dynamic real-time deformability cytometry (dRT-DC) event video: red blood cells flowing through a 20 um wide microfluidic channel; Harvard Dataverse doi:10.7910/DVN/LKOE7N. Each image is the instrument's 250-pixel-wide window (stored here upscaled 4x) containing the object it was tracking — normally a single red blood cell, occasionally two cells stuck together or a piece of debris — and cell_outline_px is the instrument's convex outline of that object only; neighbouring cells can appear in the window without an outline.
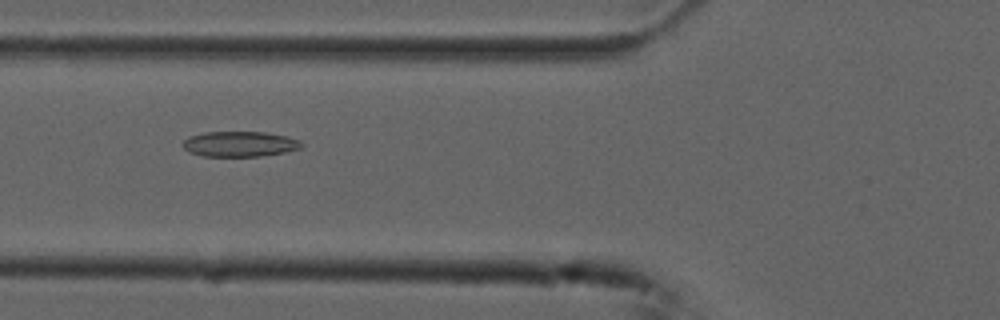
{"species": "common noctule bat (a hibernating species)", "species_latin": "Nyctalus noctula", "temperature_condition": "cold", "stored_images_in_passage": 55, "camera_frame_rate_fps": 3000, "um_per_image_px": 0.085, "animal": {"sex": "male", "forearm_length_mm": 52.5}, "frame": {"image": 1, "passage_image": 21, "time_ms": 6.667, "image_size_px": [1000, 320], "cell_outline_px": [[304, 144], [300, 148], [284, 152], [260, 156], [204, 156], [188, 152], [184, 148], [184, 140], [188, 136], [204, 132], [264, 132], [288, 136], [300, 140]], "centroid_in_image_um": [20.38, 12.23], "position_along_channel_um": 105.4, "area_um2": 17.51}}
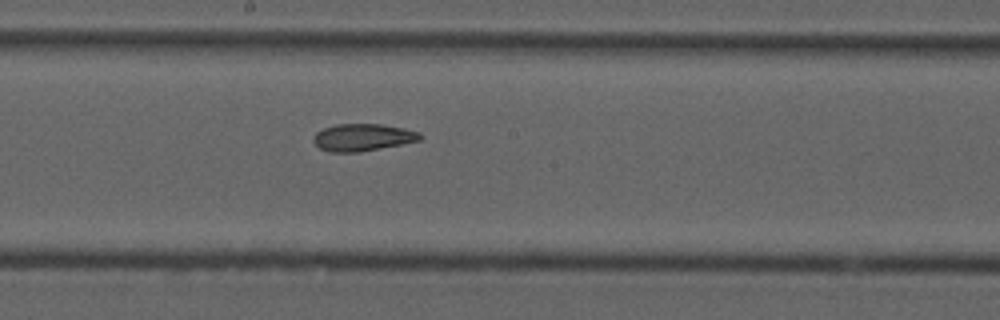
{"frame": {"image": 2, "passage_image": 30, "time_ms": 9.667, "image_size_px": [1000, 320], "cell_outline_px": [[424, 136], [420, 140], [360, 152], [328, 152], [320, 148], [312, 140], [316, 132], [324, 128], [336, 124], [380, 124], [404, 128], [420, 132]], "centroid_in_image_um": [30.83, 11.67], "position_along_channel_um": 217.4, "area_um2": 16.88}}
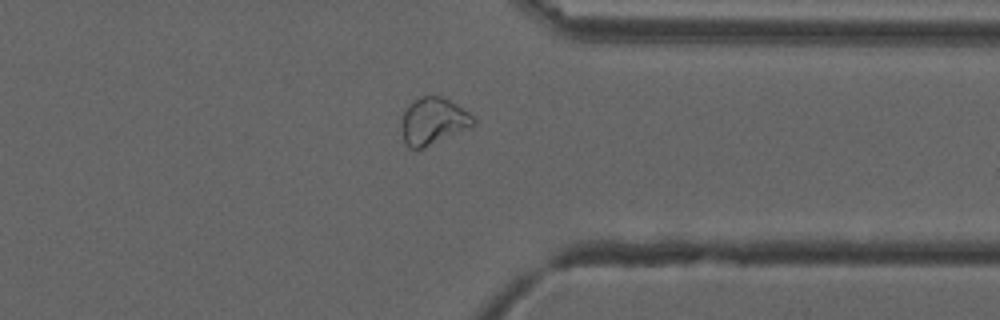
{"frame": {"image": 3, "passage_image": 43, "time_ms": 14.0, "image_size_px": [1000, 320], "cell_outline_px": [[476, 124], [472, 128], [424, 148], [408, 148], [404, 144], [400, 128], [400, 124], [404, 112], [408, 104], [420, 96], [440, 96], [456, 104], [468, 112], [476, 120]], "centroid_in_image_um": [36.81, 10.33], "position_along_channel_um": 374.6, "area_um2": 20.06}, "authors_computed_cell_mechanics": {"area_um2": 20.1144, "velocity_mm_per_s": 3.7173, "shape_relaxation_time_tau1_ms": null, "shape_relaxation_time_tau2_ms": 4.0282, "deformation_change_tau1": null, "deformation_change_tau2": 0.1006}}